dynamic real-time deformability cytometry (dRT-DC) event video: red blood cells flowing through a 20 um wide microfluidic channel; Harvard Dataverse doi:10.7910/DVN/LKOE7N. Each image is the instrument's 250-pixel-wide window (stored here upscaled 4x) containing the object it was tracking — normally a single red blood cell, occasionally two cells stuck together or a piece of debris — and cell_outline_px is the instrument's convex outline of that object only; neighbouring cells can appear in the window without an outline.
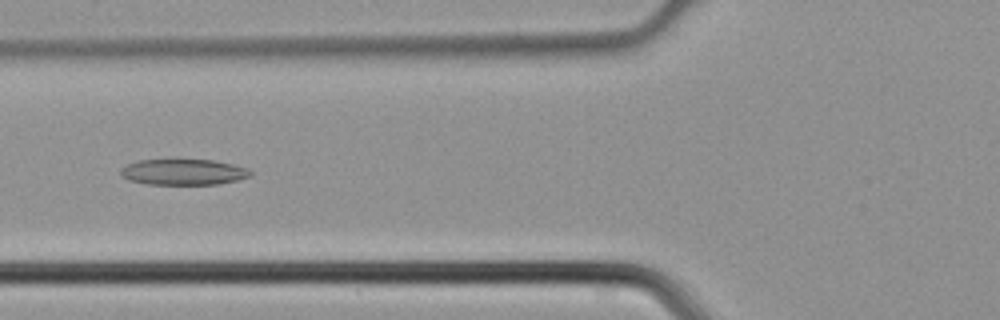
{"species": "common noctule bat (a hibernating species)", "species_latin": "Nyctalus noctula", "temperature_condition": "cold", "stored_images_in_passage": 32, "camera_frame_rate_fps": 3000, "um_per_image_px": 0.085, "animal": {"sex": "male", "body_mass_g": 21.5, "forearm_length_mm": 52.0}, "frame": {"image": 1, "passage_image": 5, "time_ms": 1.333, "image_size_px": [1000, 320], "cell_outline_px": [[252, 176], [220, 184], [148, 184], [128, 180], [120, 176], [120, 168], [128, 164], [140, 160], [212, 160], [232, 164], [248, 168], [252, 172]], "centroid_in_image_um": [15.59, 14.63], "position_along_channel_um": 110.2, "area_um2": 19.54}}
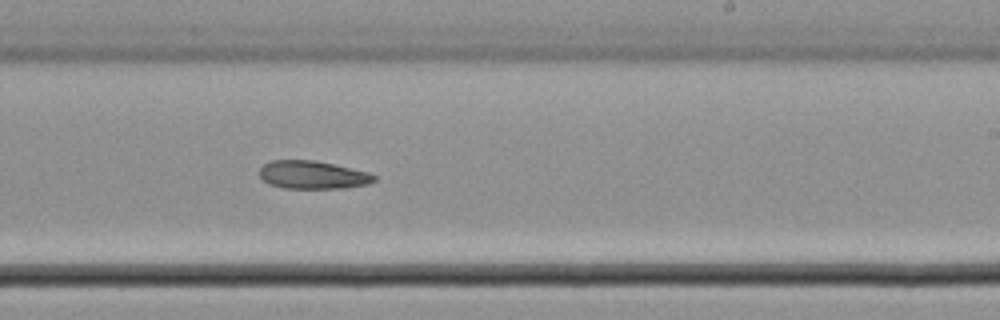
{"frame": {"image": 2, "passage_image": 15, "time_ms": 4.667, "image_size_px": [1000, 320], "cell_outline_px": [[376, 180], [368, 184], [344, 188], [284, 188], [268, 184], [260, 176], [260, 168], [264, 164], [272, 160], [312, 160], [332, 164], [368, 172], [376, 176]], "centroid_in_image_um": [26.57, 14.87], "position_along_channel_um": 262.4, "area_um2": 18.61}}
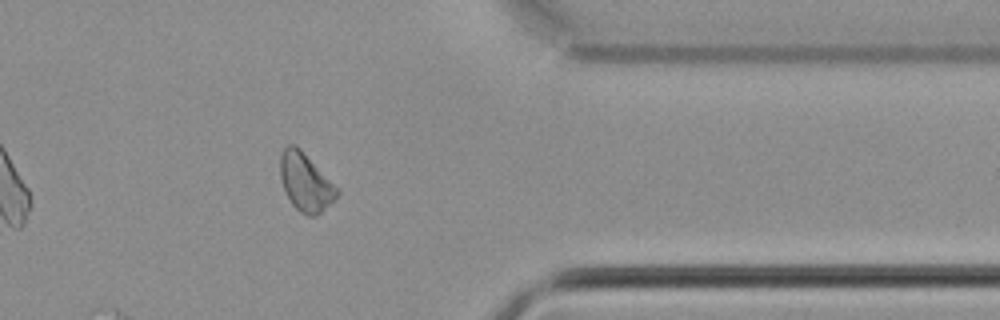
{"frame": {"image": 3, "passage_image": 24, "time_ms": 7.667, "image_size_px": [1000, 320], "cell_outline_px": [[340, 192], [316, 216], [308, 216], [300, 212], [292, 204], [284, 192], [280, 176], [280, 156], [284, 148], [288, 144], [296, 144], [340, 188]], "centroid_in_image_um": [25.96, 15.46], "position_along_channel_um": 385.4, "area_um2": 19.31}}